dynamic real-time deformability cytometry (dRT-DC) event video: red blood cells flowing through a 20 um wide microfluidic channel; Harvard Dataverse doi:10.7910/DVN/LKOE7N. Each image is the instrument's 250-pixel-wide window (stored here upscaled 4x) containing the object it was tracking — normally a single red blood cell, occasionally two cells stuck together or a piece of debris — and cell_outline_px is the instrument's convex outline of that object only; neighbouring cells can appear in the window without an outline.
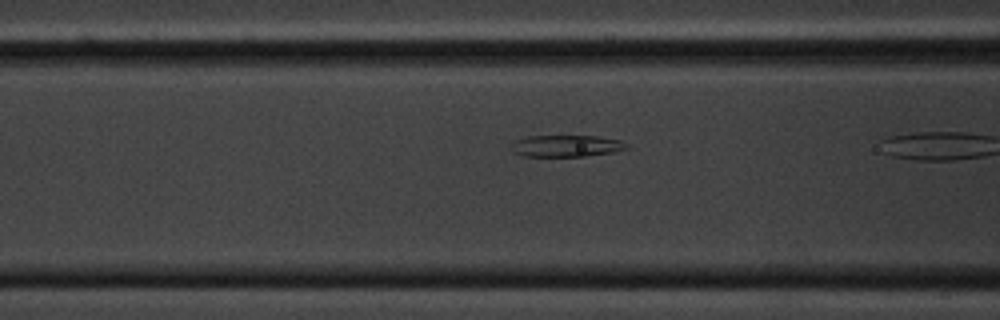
{"species": "common noctule bat (a hibernating species)", "species_latin": "Nyctalus noctula", "temperature_condition": "cold", "stored_images_in_passage": 22, "camera_frame_rate_fps": 3000, "um_per_image_px": 0.085, "animal": {"sex": "male", "body_mass_g": 20.1, "forearm_length_mm": 53.5}, "frame": {"image": 1, "passage_image": 10, "time_ms": 3.0, "image_size_px": [1000, 320], "cell_outline_px": [[628, 148], [612, 152], [584, 156], [524, 156], [512, 152], [508, 144], [512, 140], [528, 136], [596, 136], [620, 140], [628, 144]], "centroid_in_image_um": [48.04, 12.4], "position_along_channel_um": 118.6, "area_um2": 14.74}}